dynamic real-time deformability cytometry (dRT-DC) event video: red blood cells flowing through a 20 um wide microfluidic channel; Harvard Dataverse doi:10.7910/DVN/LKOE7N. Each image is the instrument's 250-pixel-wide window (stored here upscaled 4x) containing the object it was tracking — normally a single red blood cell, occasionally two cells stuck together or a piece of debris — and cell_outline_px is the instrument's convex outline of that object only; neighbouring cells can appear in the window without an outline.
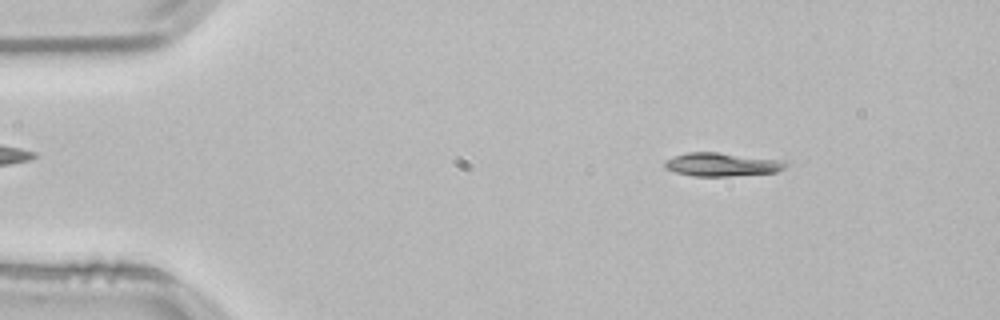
{"species": "common noctule bat (a hibernating species)", "species_latin": "Nyctalus noctula", "temperature_condition": "room temperature", "stored_images_in_passage": 52, "camera_frame_rate_fps": 3000, "um_per_image_px": 0.085, "animal": {"sex": "male", "body_mass_g": 21.5, "forearm_length_mm": 52.0}, "frame": {"image": 1, "passage_image": 7, "time_ms": 2.0, "image_size_px": [1000, 320], "cell_outline_px": [[788, 164], [784, 168], [776, 172], [732, 176], [692, 176], [676, 172], [664, 168], [664, 160], [688, 152], [716, 152], [788, 160]], "centroid_in_image_um": [61.4, 13.98], "position_along_channel_um": 23.6, "area_um2": 16.7}}
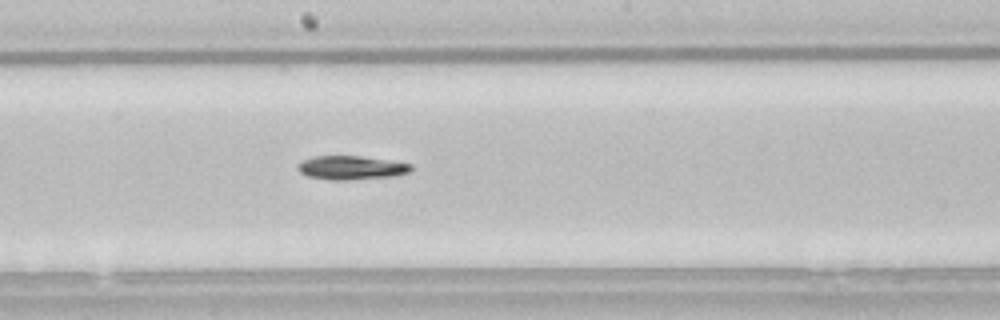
{"frame": {"image": 2, "passage_image": 28, "time_ms": 9.0, "image_size_px": [1000, 320], "cell_outline_px": [[412, 168], [408, 172], [392, 176], [348, 180], [332, 180], [308, 176], [300, 172], [296, 168], [304, 160], [316, 156], [360, 156], [412, 164]], "centroid_in_image_um": [29.84, 14.26], "position_along_channel_um": 218.4, "area_um2": 15.37}}
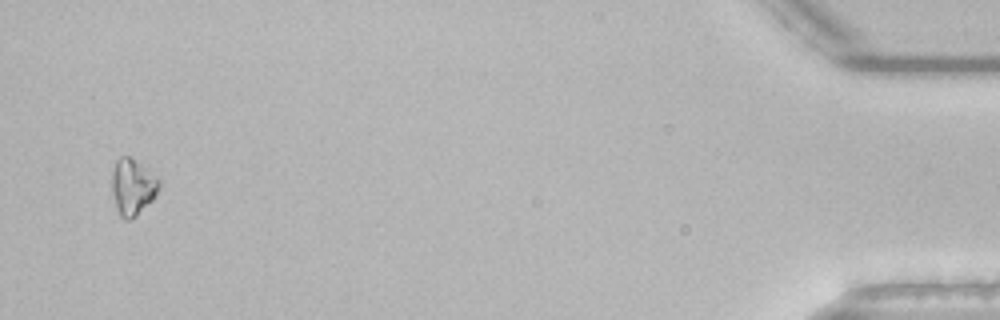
{"frame": {"image": 3, "passage_image": 51, "time_ms": 16.667, "image_size_px": [1000, 320], "cell_outline_px": [[160, 184], [156, 196], [132, 220], [124, 220], [120, 216], [116, 208], [112, 192], [112, 172], [116, 160], [120, 156], [128, 156], [160, 180]], "centroid_in_image_um": [11.25, 15.93], "position_along_channel_um": 423.9, "area_um2": 15.26}, "authors_computed_cell_mechanics": {"area_um2": 15.3748, "velocity_mm_per_s": 3.8131, "shape_relaxation_time_tau1_ms": 8.8679, "shape_relaxation_time_tau2_ms": null, "deformation_change_tau1": 0.1477, "deformation_change_tau2": null}}